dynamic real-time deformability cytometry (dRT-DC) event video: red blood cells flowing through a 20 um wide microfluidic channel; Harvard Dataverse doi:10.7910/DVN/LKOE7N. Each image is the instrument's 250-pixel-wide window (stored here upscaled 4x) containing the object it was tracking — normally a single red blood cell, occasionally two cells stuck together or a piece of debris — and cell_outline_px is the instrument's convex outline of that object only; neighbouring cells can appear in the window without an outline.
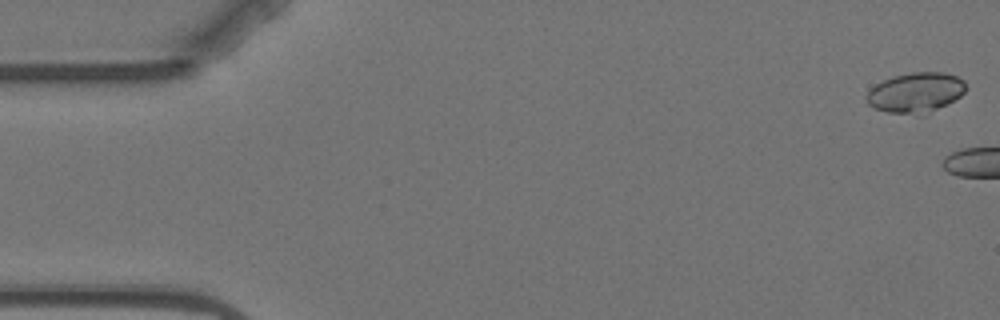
{"species": "Egyptian fruit bat (a non-hibernating species)", "species_latin": "Rousettus aegyptiacus", "temperature_condition": "warm", "stored_images_in_passage": 3, "camera_frame_rate_fps": 3000, "um_per_image_px": 0.085, "animal": {"sex": "female"}, "frame": {"image": 1, "passage_image": 1, "time_ms": 0.0, "image_size_px": [1000, 320], "cell_outline_px": [[968, 88], [960, 96], [924, 116], [916, 116], [888, 112], [872, 108], [868, 104], [864, 96], [876, 84], [892, 76], [912, 72], [944, 72], [956, 76], [964, 80]], "centroid_in_image_um": [77.82, 7.89], "position_along_channel_um": 7.2, "area_um2": 23.58}}